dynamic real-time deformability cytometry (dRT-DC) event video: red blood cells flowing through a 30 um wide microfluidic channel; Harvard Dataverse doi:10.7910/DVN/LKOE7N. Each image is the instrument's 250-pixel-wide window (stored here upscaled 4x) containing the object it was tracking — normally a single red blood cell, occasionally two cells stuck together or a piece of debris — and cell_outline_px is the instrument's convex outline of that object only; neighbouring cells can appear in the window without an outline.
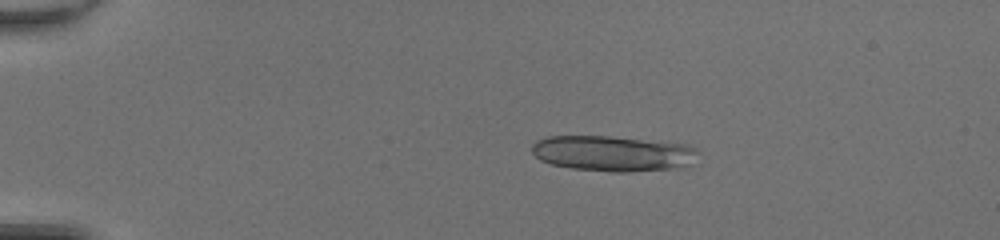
{"species": "common noctule bat (a hibernating species)", "species_latin": "Nyctalus noctula", "temperature_condition": "room temperature", "stored_images_in_passage": 21, "camera_frame_rate_fps": 3000, "um_per_image_px": 0.085, "animal": {"sex": "female", "body_mass_g": 20.0, "forearm_length_mm": 54.0}, "frame": {"image": 1, "passage_image": 11, "time_ms": 3.333, "image_size_px": [1000, 240], "cell_outline_px": [[696, 152], [688, 164], [680, 168], [628, 172], [612, 172], [572, 168], [552, 164], [540, 160], [532, 152], [532, 144], [536, 140], [548, 136], [608, 136], [688, 144], [696, 148]], "centroid_in_image_um": [52.05, 13.04], "position_along_channel_um": 33.0, "area_um2": 34.28}}